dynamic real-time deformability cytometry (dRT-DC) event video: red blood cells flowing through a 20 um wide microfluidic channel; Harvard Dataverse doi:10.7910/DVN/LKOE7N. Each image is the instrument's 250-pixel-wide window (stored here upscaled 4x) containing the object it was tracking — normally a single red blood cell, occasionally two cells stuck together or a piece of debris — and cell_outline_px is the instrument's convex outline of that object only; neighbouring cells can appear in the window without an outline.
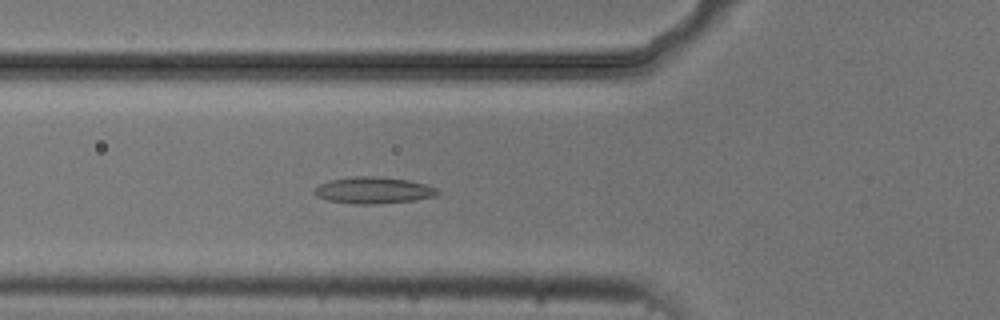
{"species": "common noctule bat (a hibernating species)", "species_latin": "Nyctalus noctula", "temperature_condition": "cold", "stored_images_in_passage": 4, "camera_frame_rate_fps": 3000, "um_per_image_px": 0.085, "animal": {"sex": "male", "body_mass_g": 20.5, "forearm_length_mm": 52.5}, "frame": {"image": 1, "passage_image": 4, "time_ms": 4.333, "image_size_px": [1000, 320], "cell_outline_px": [[440, 192], [432, 196], [416, 200], [380, 204], [352, 204], [328, 200], [316, 196], [316, 188], [320, 184], [328, 180], [356, 176], [372, 176], [408, 180], [424, 184], [436, 188]], "centroid_in_image_um": [31.73, 16.18], "position_along_channel_um": 94.1, "area_um2": 18.9}}